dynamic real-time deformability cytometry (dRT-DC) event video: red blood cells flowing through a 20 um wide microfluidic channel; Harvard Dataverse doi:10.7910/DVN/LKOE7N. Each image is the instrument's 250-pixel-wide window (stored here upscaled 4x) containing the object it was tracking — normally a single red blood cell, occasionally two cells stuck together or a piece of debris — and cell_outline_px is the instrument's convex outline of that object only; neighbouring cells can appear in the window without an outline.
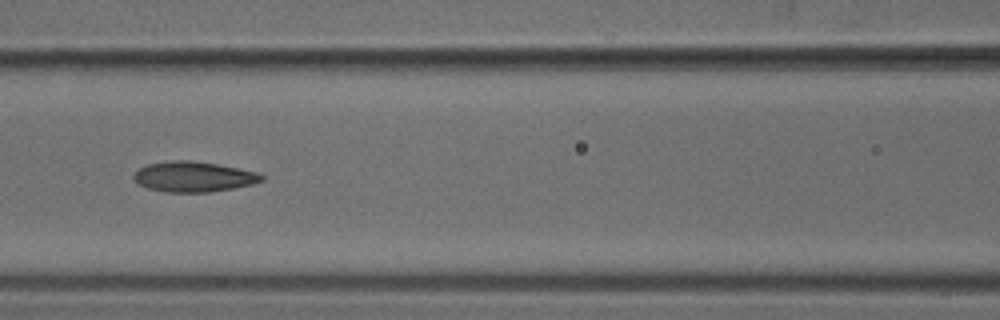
{"species": "common noctule bat (a hibernating species)", "species_latin": "Nyctalus noctula", "temperature_condition": "cold", "stored_images_in_passage": 9, "camera_frame_rate_fps": 3000, "um_per_image_px": 0.085, "animal": {"sex": "male", "body_mass_g": 18.8}, "frame": {"image": 1, "passage_image": 6, "time_ms": 6.667, "image_size_px": [1000, 320], "cell_outline_px": [[264, 180], [252, 184], [232, 188], [208, 192], [164, 192], [148, 188], [136, 184], [132, 176], [140, 168], [148, 164], [172, 160], [192, 160], [220, 164], [256, 172], [264, 176]], "centroid_in_image_um": [16.43, 15.01], "position_along_channel_um": 150.2, "area_um2": 22.66}}
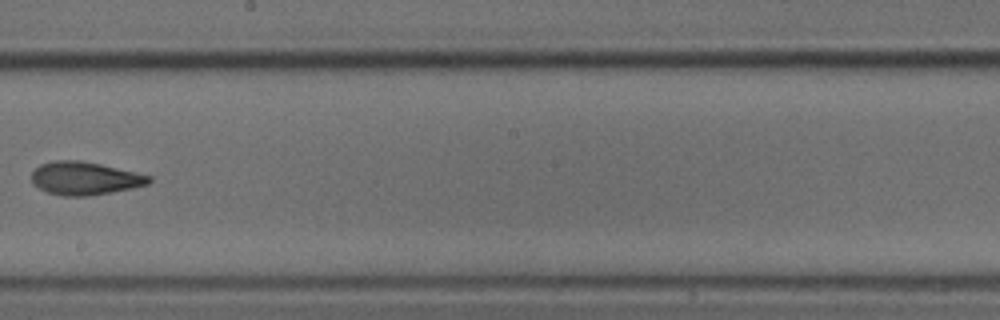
{"frame": {"image": 2, "passage_image": 8, "time_ms": 9.0, "image_size_px": [1000, 320], "cell_outline_px": [[152, 180], [148, 184], [132, 188], [88, 196], [64, 196], [48, 192], [32, 184], [32, 172], [40, 164], [52, 160], [80, 160], [100, 164], [152, 176]], "centroid_in_image_um": [7.19, 15.15], "position_along_channel_um": 241.0, "area_um2": 22.54}}
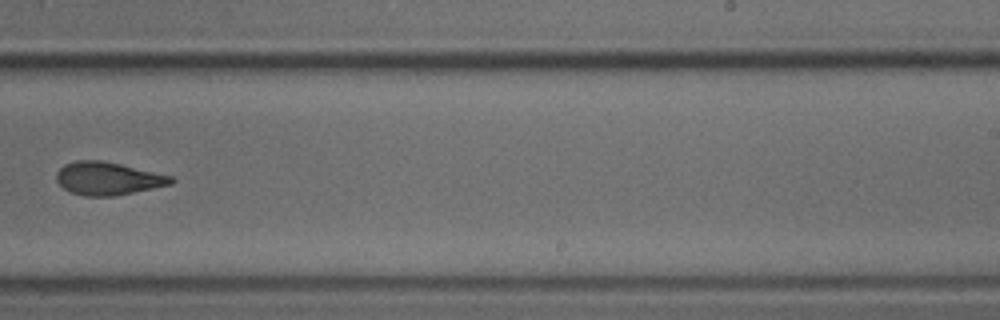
{"frame": {"image": 3, "passage_image": 9, "time_ms": 10.0, "image_size_px": [1000, 320], "cell_outline_px": [[176, 180], [172, 184], [116, 196], [84, 196], [72, 192], [64, 188], [56, 180], [56, 172], [64, 164], [76, 160], [100, 160], [120, 164], [172, 176]], "centroid_in_image_um": [9.17, 15.17], "position_along_channel_um": 279.8, "area_um2": 21.96}}